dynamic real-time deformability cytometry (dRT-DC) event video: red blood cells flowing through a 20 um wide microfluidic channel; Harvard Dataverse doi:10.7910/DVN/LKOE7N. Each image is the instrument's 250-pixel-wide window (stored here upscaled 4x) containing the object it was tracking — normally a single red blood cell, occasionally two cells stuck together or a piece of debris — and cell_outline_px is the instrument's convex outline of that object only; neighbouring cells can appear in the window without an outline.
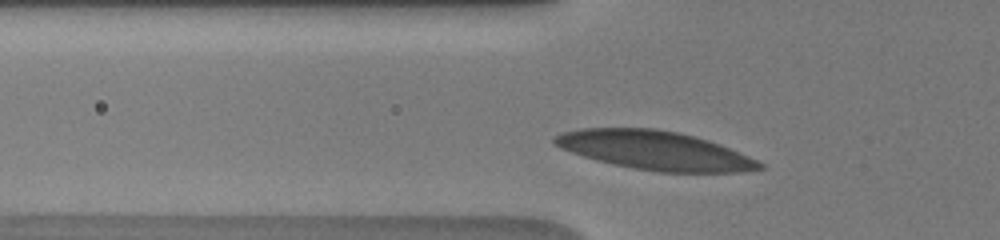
{"species": "human", "species_latin": "Homo sapiens", "temperature_condition": "warm", "stored_images_in_passage": 30, "camera_frame_rate_fps": 3000, "um_per_image_px": 0.085, "donor": {"sex": "male"}, "frame": {"image": 1, "passage_image": 3, "time_ms": 0.667, "image_size_px": [1000, 240], "cell_outline_px": [[764, 168], [740, 172], [660, 172], [632, 168], [596, 160], [560, 148], [552, 144], [552, 140], [556, 136], [564, 132], [584, 128], [656, 128], [676, 132], [708, 140], [748, 156], [764, 164]], "centroid_in_image_um": [55.64, 12.79], "position_along_channel_um": 70.2, "area_um2": 45.84}}
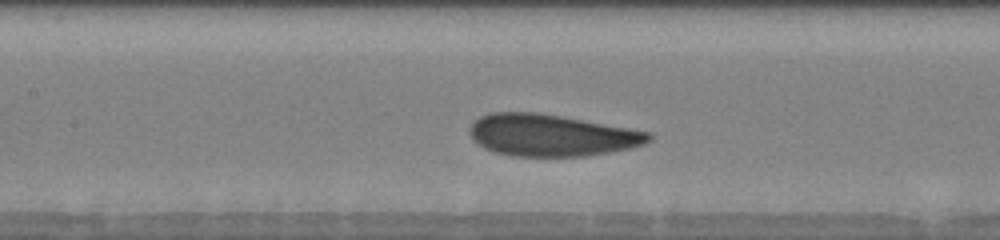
{"frame": {"image": 2, "passage_image": 10, "time_ms": 3.0, "image_size_px": [1000, 240], "cell_outline_px": [[652, 140], [644, 144], [628, 148], [608, 152], [584, 156], [512, 156], [492, 152], [484, 148], [472, 136], [472, 124], [480, 116], [492, 112], [536, 112], [560, 116], [652, 132]], "centroid_in_image_um": [46.89, 11.5], "position_along_channel_um": 160.5, "area_um2": 43.23}}
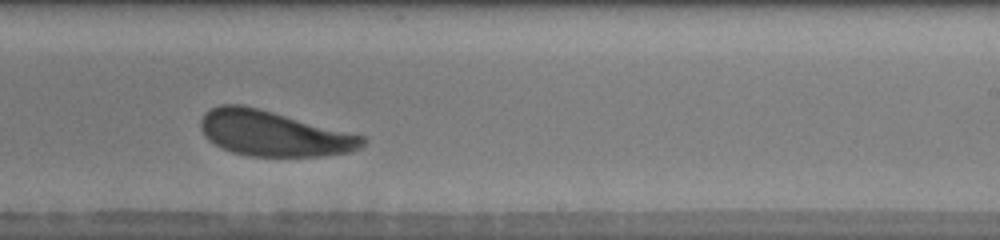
{"frame": {"image": 3, "passage_image": 18, "time_ms": 5.667, "image_size_px": [1000, 240], "cell_outline_px": [[368, 140], [360, 148], [348, 152], [324, 156], [248, 156], [232, 152], [208, 140], [204, 136], [200, 128], [200, 120], [204, 112], [220, 104], [244, 104], [364, 136]], "centroid_in_image_um": [23.22, 11.34], "position_along_channel_um": 265.8, "area_um2": 42.71}, "authors_computed_cell_mechanics": {"area_um2": 43.4656, "velocity_mm_per_s": 3.9615, "shape_relaxation_time_tau1_ms": 1.6013, "shape_relaxation_time_tau2_ms": null, "deformation_change_tau1": 0.112, "deformation_change_tau2": null}}